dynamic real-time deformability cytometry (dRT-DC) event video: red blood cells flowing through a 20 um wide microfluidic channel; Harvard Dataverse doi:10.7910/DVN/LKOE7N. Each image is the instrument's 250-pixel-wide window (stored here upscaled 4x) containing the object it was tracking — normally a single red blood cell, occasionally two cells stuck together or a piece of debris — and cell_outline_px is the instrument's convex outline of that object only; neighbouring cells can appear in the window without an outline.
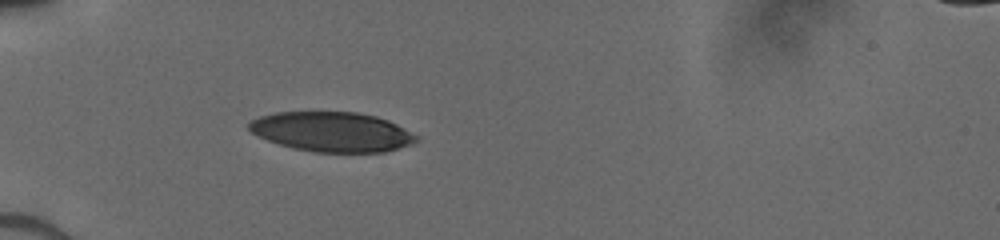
{"species": "human", "species_latin": "Homo sapiens", "temperature_condition": "cold", "stored_images_in_passage": 35, "camera_frame_rate_fps": 3000, "um_per_image_px": 0.085, "donor": {"sex": "male"}, "frame": {"image": 1, "passage_image": 1, "time_ms": 0.0, "image_size_px": [1000, 240], "cell_outline_px": [[420, 140], [384, 152], [316, 152], [292, 148], [268, 140], [252, 132], [248, 128], [248, 120], [260, 116], [276, 112], [356, 112], [376, 116], [388, 120], [420, 136]], "centroid_in_image_um": [28.21, 11.19], "position_along_channel_um": 56.8, "area_um2": 38.67}}
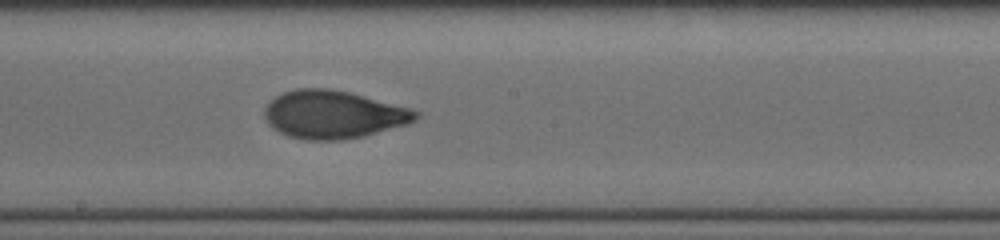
{"frame": {"image": 2, "passage_image": 14, "time_ms": 4.333, "image_size_px": [1000, 240], "cell_outline_px": [[420, 116], [416, 120], [408, 124], [364, 136], [340, 140], [304, 140], [288, 136], [272, 128], [268, 124], [264, 116], [264, 108], [276, 96], [284, 92], [296, 88], [328, 88], [348, 92], [412, 108], [420, 112]], "centroid_in_image_um": [28.34, 9.74], "position_along_channel_um": 219.9, "area_um2": 42.43}}
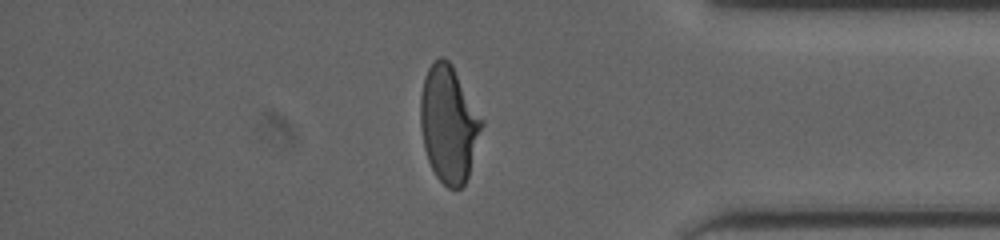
{"frame": {"image": 3, "passage_image": 28, "time_ms": 9.0, "image_size_px": [1000, 240], "cell_outline_px": [[484, 124], [468, 176], [464, 184], [460, 188], [448, 188], [436, 176], [428, 160], [424, 148], [420, 128], [420, 96], [424, 76], [428, 68], [440, 56], [444, 56], [452, 64], [484, 120]], "centroid_in_image_um": [38.14, 10.52], "position_along_channel_um": 397.1, "area_um2": 41.85}}